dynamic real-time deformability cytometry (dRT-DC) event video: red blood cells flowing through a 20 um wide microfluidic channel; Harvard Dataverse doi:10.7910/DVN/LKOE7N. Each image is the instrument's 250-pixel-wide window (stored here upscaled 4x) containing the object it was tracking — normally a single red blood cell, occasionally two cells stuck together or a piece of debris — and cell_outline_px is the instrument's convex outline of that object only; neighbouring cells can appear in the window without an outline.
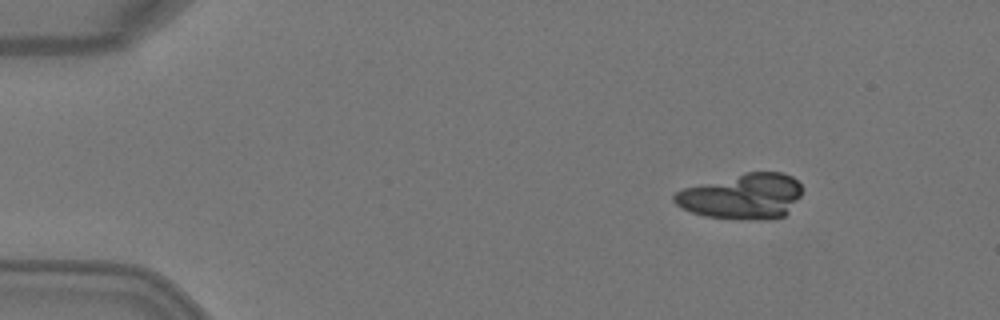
{"species": "Egyptian fruit bat (a non-hibernating species)", "species_latin": "Rousettus aegyptiacus", "temperature_condition": "warm", "stored_images_in_passage": 6, "segment_of_instrument_passage": [1, 2], "camera_frame_rate_fps": 3000, "um_per_image_px": 0.085, "animal": {"sex": "female"}, "frame": {"image": 1, "passage_image": 1, "time_ms": 0.0, "image_size_px": [1000, 320], "cell_outline_px": [[800, 196], [788, 212], [784, 216], [704, 216], [680, 208], [672, 200], [672, 196], [676, 192], [684, 188], [744, 172], [784, 172], [792, 176], [800, 184]], "centroid_in_image_um": [63.04, 16.61], "position_along_channel_um": 22.0, "area_um2": 32.48}}